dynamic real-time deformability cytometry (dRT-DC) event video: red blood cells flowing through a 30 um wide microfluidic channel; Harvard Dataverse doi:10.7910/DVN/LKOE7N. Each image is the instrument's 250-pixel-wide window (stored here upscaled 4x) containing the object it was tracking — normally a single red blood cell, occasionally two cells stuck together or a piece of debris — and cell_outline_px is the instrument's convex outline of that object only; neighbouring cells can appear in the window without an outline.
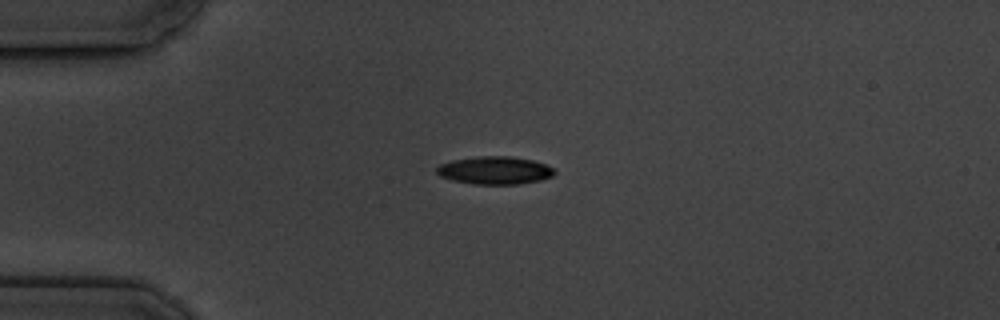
{"species": "common noctule bat (a hibernating species)", "species_latin": "Nyctalus noctula", "temperature_condition": "cold", "stored_images_in_passage": 3, "camera_frame_rate_fps": 3000, "um_per_image_px": 0.085, "animal": {"sex": "male", "body_mass_g": 19.5, "forearm_length_mm": 54.6}, "frame": {"image": 1, "passage_image": 1, "time_ms": 0.0, "image_size_px": [1000, 320], "cell_outline_px": [[556, 172], [552, 176], [540, 180], [516, 184], [472, 184], [452, 180], [440, 176], [436, 172], [436, 168], [440, 164], [452, 160], [480, 156], [512, 156], [532, 160], [544, 164], [552, 168]], "centroid_in_image_um": [42.03, 14.48], "position_along_channel_um": 43.0, "area_um2": 19.02}}